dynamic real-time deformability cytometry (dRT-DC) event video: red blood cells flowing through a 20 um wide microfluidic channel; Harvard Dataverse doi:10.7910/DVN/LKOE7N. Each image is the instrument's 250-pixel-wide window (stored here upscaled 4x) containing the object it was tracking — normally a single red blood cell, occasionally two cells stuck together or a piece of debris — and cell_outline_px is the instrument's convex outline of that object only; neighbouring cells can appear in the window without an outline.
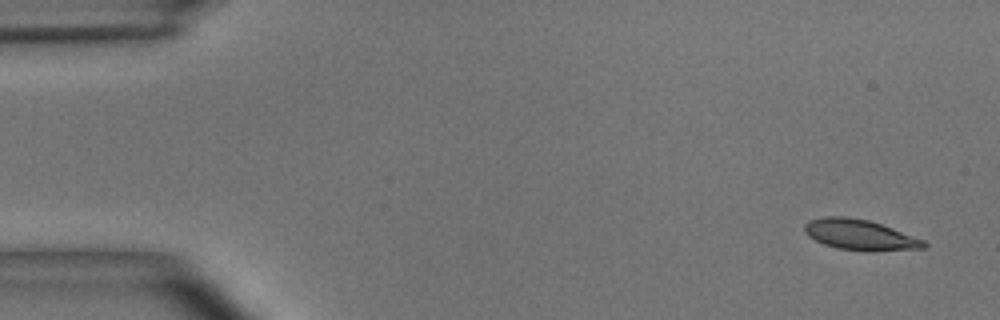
{"species": "common noctule bat (a hibernating species)", "species_latin": "Nyctalus noctula", "temperature_condition": "room temperature", "stored_images_in_passage": 10, "camera_frame_rate_fps": 3000, "um_per_image_px": 0.085, "animal": {"sex": "male", "body_mass_g": 15.6}, "frame": {"image": 1, "passage_image": 1, "time_ms": 0.0, "image_size_px": [1000, 320], "cell_outline_px": [[928, 244], [924, 248], [872, 252], [868, 252], [836, 248], [824, 244], [808, 236], [804, 232], [804, 224], [808, 220], [824, 216], [844, 216], [868, 220], [892, 228], [924, 240]], "centroid_in_image_um": [73.07, 19.97], "position_along_channel_um": 11.9, "area_um2": 21.39}}
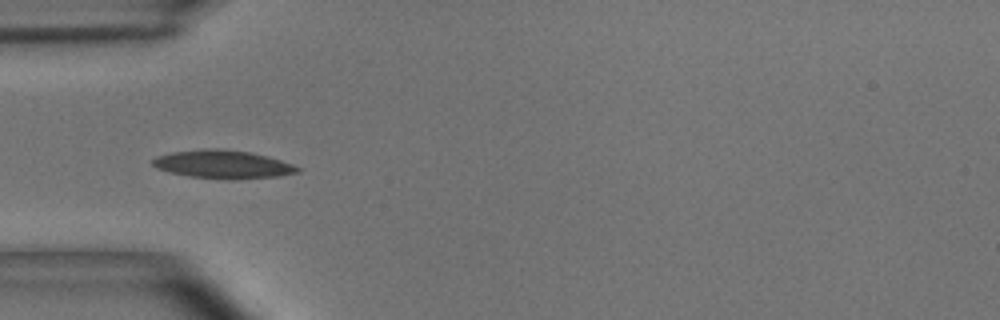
{"frame": {"image": 2, "passage_image": 5, "time_ms": 1.333, "image_size_px": [1000, 320], "cell_outline_px": [[300, 172], [280, 176], [236, 180], [228, 180], [188, 176], [156, 168], [152, 164], [152, 160], [156, 156], [172, 152], [204, 148], [224, 148], [252, 152], [268, 156], [292, 164], [300, 168]], "centroid_in_image_um": [18.97, 13.97], "position_along_channel_um": 66.0, "area_um2": 24.22}}
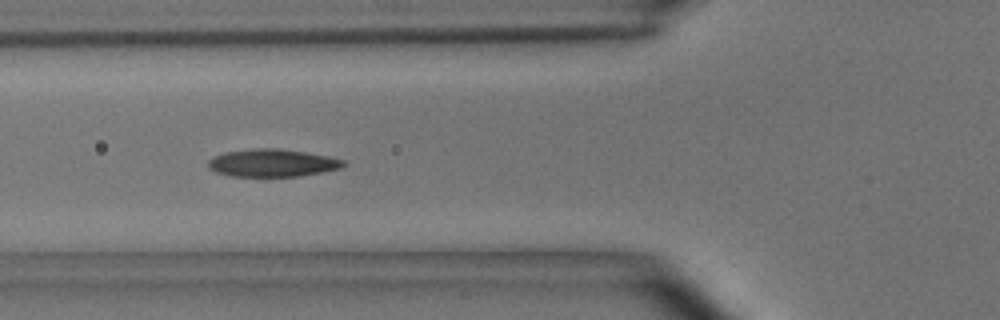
{"frame": {"image": 3, "passage_image": 6, "time_ms": 1.667, "image_size_px": [1000, 320], "cell_outline_px": [[348, 164], [340, 168], [300, 176], [232, 176], [216, 172], [208, 168], [208, 160], [224, 152], [256, 148], [280, 148], [328, 156], [344, 160]], "centroid_in_image_um": [23.15, 13.84], "position_along_channel_um": 102.6, "area_um2": 21.68}}